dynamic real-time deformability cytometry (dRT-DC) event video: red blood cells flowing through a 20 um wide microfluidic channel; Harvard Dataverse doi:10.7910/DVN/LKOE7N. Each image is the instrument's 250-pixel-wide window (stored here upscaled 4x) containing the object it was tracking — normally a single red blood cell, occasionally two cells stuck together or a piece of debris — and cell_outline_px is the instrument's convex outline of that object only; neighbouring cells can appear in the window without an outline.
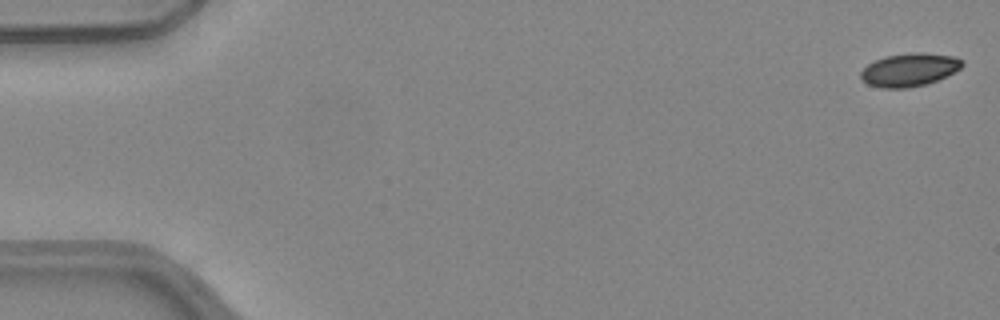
{"species": "common noctule bat (a hibernating species)", "species_latin": "Nyctalus noctula", "temperature_condition": "warm", "stored_images_in_passage": 8, "camera_frame_rate_fps": 3000, "um_per_image_px": 0.085, "animal": {"sex": "female", "body_mass_g": 24.6, "forearm_length_mm": 56.2}, "frame": {"image": 1, "passage_image": 1, "time_ms": 0.0, "image_size_px": [1000, 320], "cell_outline_px": [[964, 64], [960, 68], [936, 80], [924, 84], [908, 88], [880, 88], [868, 84], [860, 76], [860, 72], [868, 64], [884, 56], [912, 52], [924, 52], [952, 56], [964, 60]], "centroid_in_image_um": [77.28, 5.92], "position_along_channel_um": 7.7, "area_um2": 19.42}}